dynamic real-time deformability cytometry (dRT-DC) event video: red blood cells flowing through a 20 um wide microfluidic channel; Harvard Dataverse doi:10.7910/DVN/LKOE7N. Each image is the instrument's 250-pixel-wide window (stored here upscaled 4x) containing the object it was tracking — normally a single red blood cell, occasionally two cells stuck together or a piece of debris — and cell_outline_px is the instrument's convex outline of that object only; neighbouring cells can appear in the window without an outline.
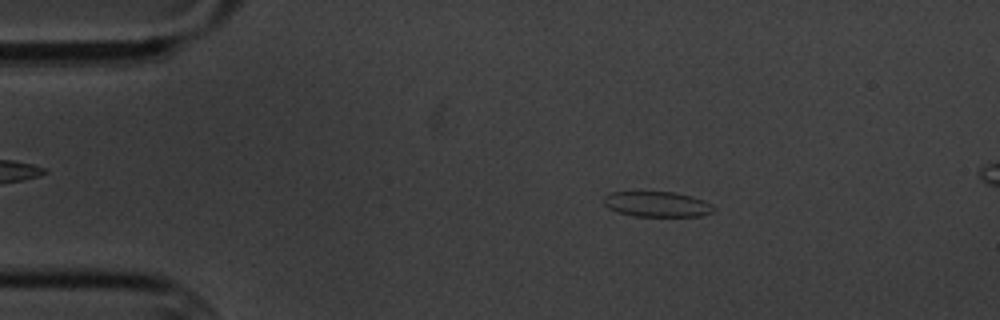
{"species": "common noctule bat (a hibernating species)", "species_latin": "Nyctalus noctula", "temperature_condition": "cold", "stored_images_in_passage": 6, "camera_frame_rate_fps": 3000, "um_per_image_px": 0.085, "animal": {"sex": "male", "body_mass_g": 20.1, "forearm_length_mm": 53.5}, "frame": {"image": 1, "passage_image": 2, "time_ms": 1.333, "image_size_px": [1000, 320], "cell_outline_px": [[716, 208], [712, 212], [700, 216], [636, 216], [616, 212], [608, 208], [604, 204], [604, 196], [612, 192], [676, 192], [692, 196], [704, 200], [712, 204]], "centroid_in_image_um": [55.87, 17.35], "position_along_channel_um": 29.1, "area_um2": 16.3}}
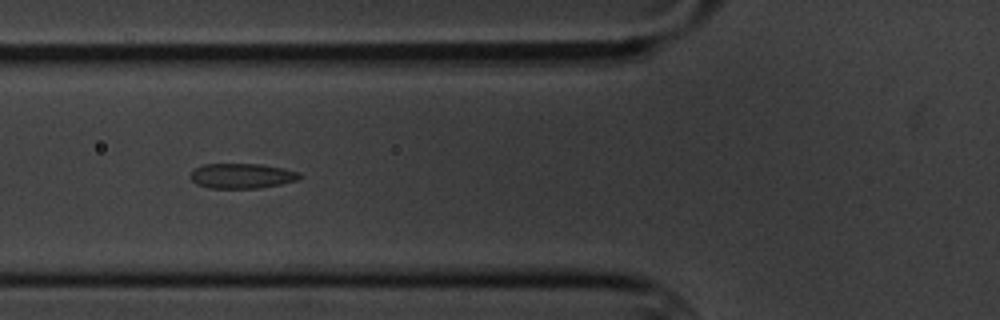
{"frame": {"image": 2, "passage_image": 5, "time_ms": 5.0, "image_size_px": [1000, 320], "cell_outline_px": [[300, 180], [260, 188], [208, 188], [196, 184], [192, 180], [192, 172], [196, 168], [204, 164], [260, 164], [284, 168], [300, 172]], "centroid_in_image_um": [20.6, 14.95], "position_along_channel_um": 105.2, "area_um2": 15.9}}
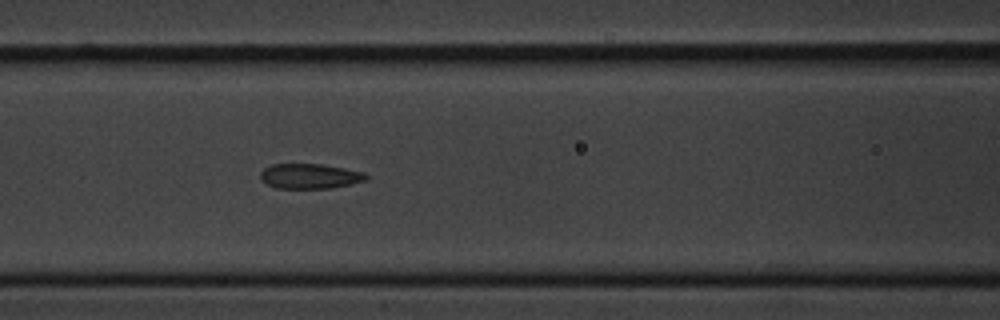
{"frame": {"image": 3, "passage_image": 6, "time_ms": 6.0, "image_size_px": [1000, 320], "cell_outline_px": [[368, 180], [332, 188], [276, 188], [260, 180], [260, 172], [264, 168], [272, 164], [320, 164], [344, 168], [364, 172], [368, 176]], "centroid_in_image_um": [26.33, 14.97], "position_along_channel_um": 140.3, "area_um2": 15.43}}